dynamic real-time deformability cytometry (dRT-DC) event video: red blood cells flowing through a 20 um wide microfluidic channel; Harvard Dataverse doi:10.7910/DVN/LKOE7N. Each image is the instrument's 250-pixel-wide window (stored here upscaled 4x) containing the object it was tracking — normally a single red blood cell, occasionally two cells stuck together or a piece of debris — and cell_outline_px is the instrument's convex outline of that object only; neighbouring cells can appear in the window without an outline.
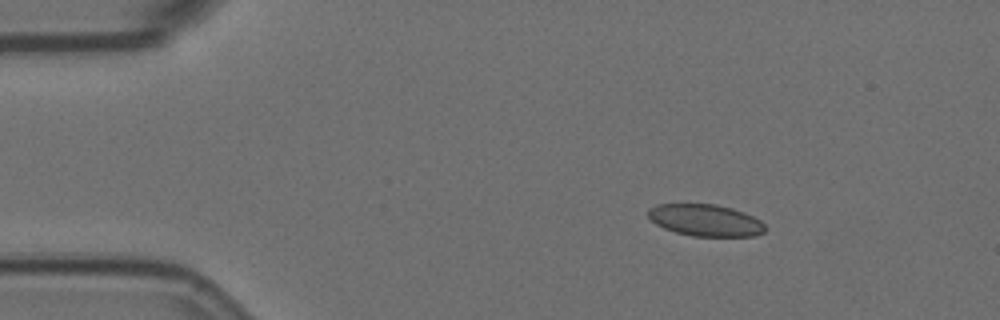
{"species": "Egyptian fruit bat (a non-hibernating species)", "species_latin": "Rousettus aegyptiacus", "temperature_condition": "room temperature", "stored_images_in_passage": 3, "camera_frame_rate_fps": 3000, "um_per_image_px": 0.085, "animal": {"sex": "female"}, "frame": {"image": 1, "passage_image": 1, "time_ms": 0.0, "image_size_px": [1000, 320], "cell_outline_px": [[768, 228], [764, 232], [756, 236], [692, 236], [676, 232], [664, 228], [656, 224], [648, 216], [648, 208], [656, 204], [716, 204], [732, 208], [744, 212], [760, 220]], "centroid_in_image_um": [59.98, 18.72], "position_along_channel_um": 25.0, "area_um2": 21.79}}